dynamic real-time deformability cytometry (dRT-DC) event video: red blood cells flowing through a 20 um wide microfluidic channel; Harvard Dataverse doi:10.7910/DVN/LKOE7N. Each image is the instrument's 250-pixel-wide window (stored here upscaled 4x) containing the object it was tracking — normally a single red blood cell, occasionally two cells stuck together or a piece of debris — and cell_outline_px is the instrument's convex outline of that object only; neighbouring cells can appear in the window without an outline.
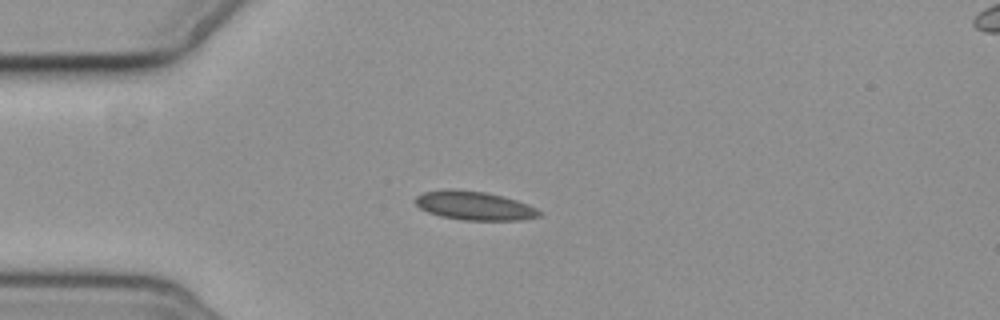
{"species": "common noctule bat (a hibernating species)", "species_latin": "Nyctalus noctula", "temperature_condition": "cold", "stored_images_in_passage": 3, "camera_frame_rate_fps": 3000, "um_per_image_px": 0.085, "animal": {"sex": "female", "body_mass_g": 19.3, "forearm_length_mm": 54.1}, "frame": {"image": 1, "passage_image": 2, "time_ms": 1.0, "image_size_px": [1000, 320], "cell_outline_px": [[544, 212], [540, 216], [520, 220], [460, 220], [440, 216], [428, 212], [420, 208], [412, 200], [416, 196], [424, 192], [448, 188], [452, 188], [484, 192], [516, 200], [528, 204]], "centroid_in_image_um": [40.29, 17.48], "position_along_channel_um": 44.7, "area_um2": 20.92}}